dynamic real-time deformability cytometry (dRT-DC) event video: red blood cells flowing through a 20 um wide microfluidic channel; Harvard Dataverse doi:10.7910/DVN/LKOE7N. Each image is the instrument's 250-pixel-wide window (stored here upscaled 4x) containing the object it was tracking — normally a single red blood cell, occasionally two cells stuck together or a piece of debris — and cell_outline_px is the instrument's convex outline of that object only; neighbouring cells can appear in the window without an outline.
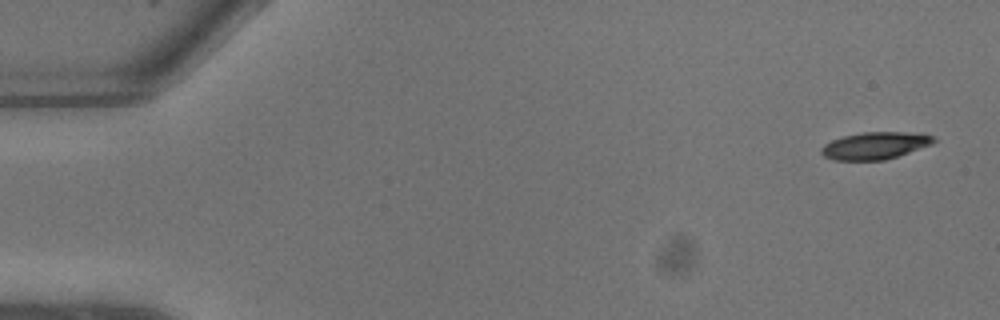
{"species": "common noctule bat (a hibernating species)", "species_latin": "Nyctalus noctula", "temperature_condition": "warm", "stored_images_in_passage": 7, "camera_frame_rate_fps": 3000, "um_per_image_px": 0.085, "animal": {"sex": "male", "body_mass_g": 13.3}, "frame": {"image": 1, "passage_image": 1, "time_ms": 0.0, "image_size_px": [1000, 320], "cell_outline_px": [[936, 140], [932, 144], [884, 160], [832, 160], [824, 156], [820, 152], [820, 148], [824, 144], [832, 140], [844, 136], [864, 132], [920, 132], [936, 136]], "centroid_in_image_um": [74.39, 12.36], "position_along_channel_um": 10.6, "area_um2": 17.86}}
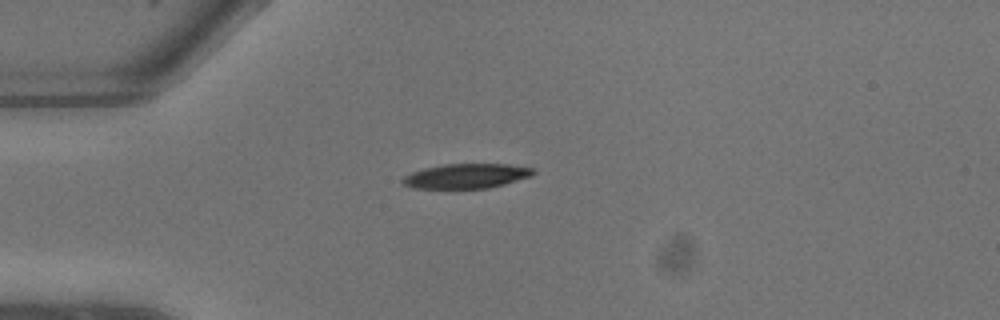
{"frame": {"image": 2, "passage_image": 6, "time_ms": 1.667, "image_size_px": [1000, 320], "cell_outline_px": [[536, 172], [532, 176], [504, 184], [488, 188], [412, 188], [404, 184], [400, 180], [404, 176], [412, 172], [424, 168], [444, 164], [508, 164], [532, 168]], "centroid_in_image_um": [39.63, 14.96], "position_along_channel_um": 45.4, "area_um2": 18.73}}